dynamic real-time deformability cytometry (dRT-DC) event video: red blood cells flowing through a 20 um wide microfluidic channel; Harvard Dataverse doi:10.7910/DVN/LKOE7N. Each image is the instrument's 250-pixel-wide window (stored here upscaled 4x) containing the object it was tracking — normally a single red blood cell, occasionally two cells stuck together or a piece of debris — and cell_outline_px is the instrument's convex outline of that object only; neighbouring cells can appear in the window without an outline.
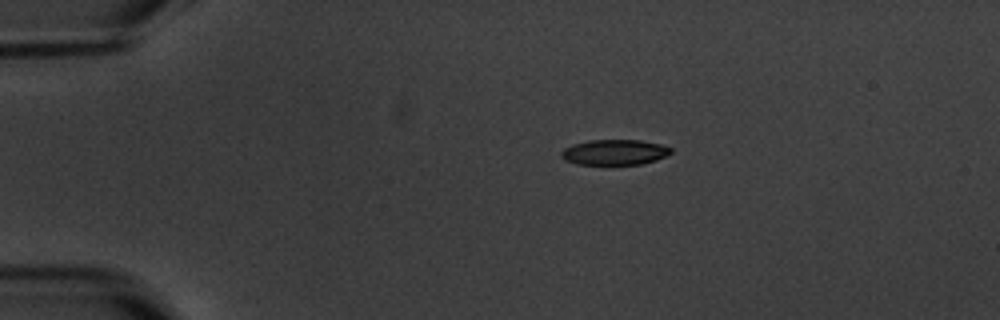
{"species": "common noctule bat (a hibernating species)", "species_latin": "Nyctalus noctula", "temperature_condition": "warm", "stored_images_in_passage": 9, "camera_frame_rate_fps": 3000, "um_per_image_px": 0.085, "animal": {"sex": "male", "body_mass_g": 20.1, "forearm_length_mm": 53.5}, "frame": {"image": 1, "passage_image": 1, "time_ms": 0.0, "image_size_px": [1000, 320], "cell_outline_px": [[672, 152], [656, 160], [640, 164], [576, 164], [564, 160], [560, 156], [560, 152], [564, 148], [572, 144], [588, 140], [640, 140], [660, 144], [672, 148]], "centroid_in_image_um": [52.19, 12.93], "position_along_channel_um": 32.8, "area_um2": 16.24}}
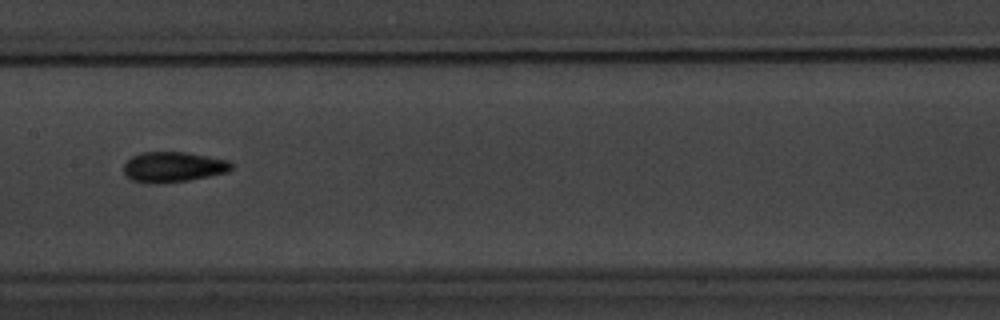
{"frame": {"image": 2, "passage_image": 6, "time_ms": 6.0, "image_size_px": [1000, 320], "cell_outline_px": [[232, 168], [228, 172], [188, 180], [156, 184], [132, 180], [124, 172], [124, 164], [132, 156], [140, 152], [188, 152], [228, 160], [232, 164]], "centroid_in_image_um": [14.73, 14.18], "position_along_channel_um": 192.7, "area_um2": 18.96}}
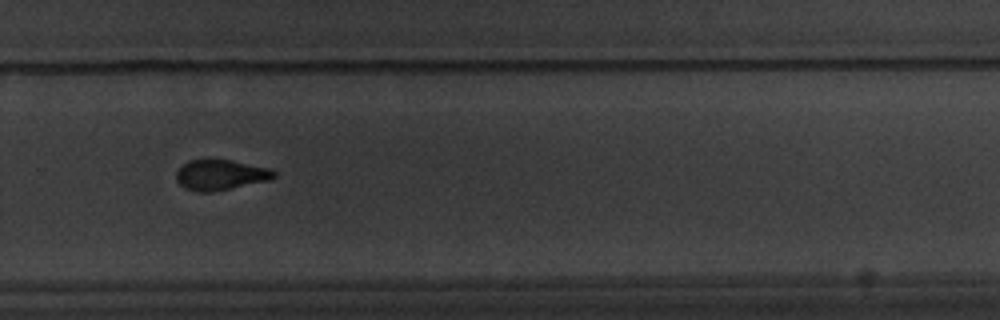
{"frame": {"image": 3, "passage_image": 9, "time_ms": 9.333, "image_size_px": [1000, 320], "cell_outline_px": [[276, 176], [272, 180], [212, 192], [196, 192], [184, 188], [176, 180], [176, 172], [188, 160], [204, 156], [232, 160], [268, 168], [276, 172]], "centroid_in_image_um": [18.72, 14.83], "position_along_channel_um": 311.1, "area_um2": 17.98}}